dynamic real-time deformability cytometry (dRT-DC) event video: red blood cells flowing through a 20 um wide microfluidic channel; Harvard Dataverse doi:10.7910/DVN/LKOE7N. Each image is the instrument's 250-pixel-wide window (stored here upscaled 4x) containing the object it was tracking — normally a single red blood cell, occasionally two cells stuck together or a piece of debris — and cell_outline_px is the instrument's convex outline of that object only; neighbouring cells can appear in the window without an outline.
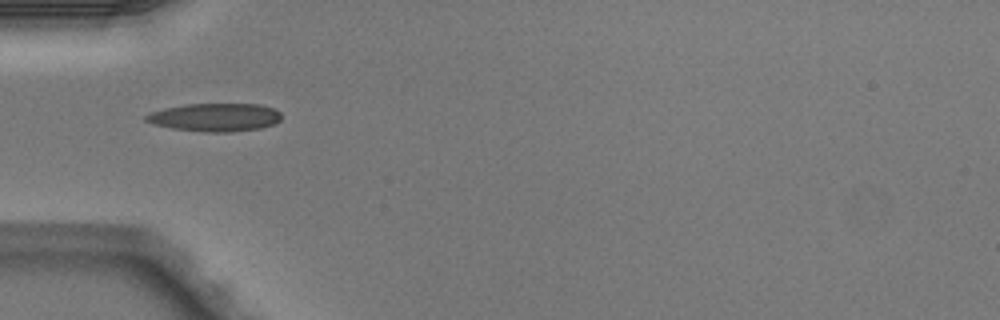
{"species": "Egyptian fruit bat (a non-hibernating species)", "species_latin": "Rousettus aegyptiacus", "temperature_condition": "warm", "stored_images_in_passage": 2, "camera_frame_rate_fps": 3000, "um_per_image_px": 0.085, "animal": {"sex": "male"}, "frame": {"image": 1, "passage_image": 1, "time_ms": 0.0, "image_size_px": [1000, 320], "cell_outline_px": [[280, 120], [276, 124], [260, 128], [232, 132], [204, 132], [172, 128], [152, 124], [144, 120], [144, 116], [152, 112], [164, 108], [188, 104], [260, 104], [272, 108], [280, 112]], "centroid_in_image_um": [18.28, 9.97], "position_along_channel_um": 66.7, "area_um2": 22.25}}
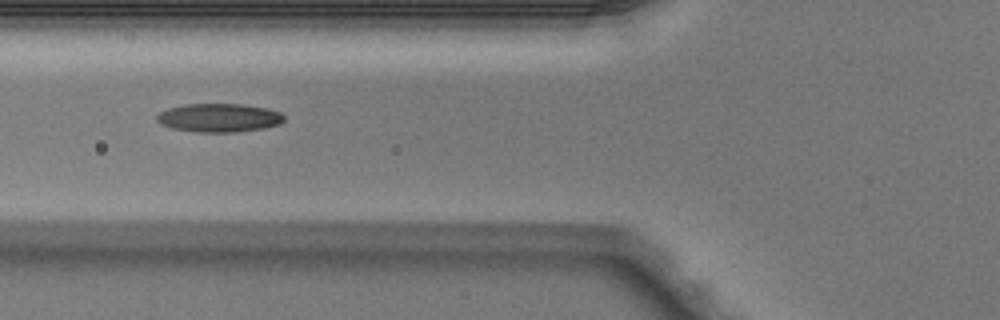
{"frame": {"image": 2, "passage_image": 2, "time_ms": 0.333, "image_size_px": [1000, 320], "cell_outline_px": [[284, 120], [280, 124], [264, 128], [236, 132], [196, 132], [172, 128], [156, 120], [156, 116], [160, 112], [168, 108], [184, 104], [244, 104], [268, 108], [280, 112], [284, 116]], "centroid_in_image_um": [18.65, 10.0], "position_along_channel_um": 107.2, "area_um2": 21.21}}